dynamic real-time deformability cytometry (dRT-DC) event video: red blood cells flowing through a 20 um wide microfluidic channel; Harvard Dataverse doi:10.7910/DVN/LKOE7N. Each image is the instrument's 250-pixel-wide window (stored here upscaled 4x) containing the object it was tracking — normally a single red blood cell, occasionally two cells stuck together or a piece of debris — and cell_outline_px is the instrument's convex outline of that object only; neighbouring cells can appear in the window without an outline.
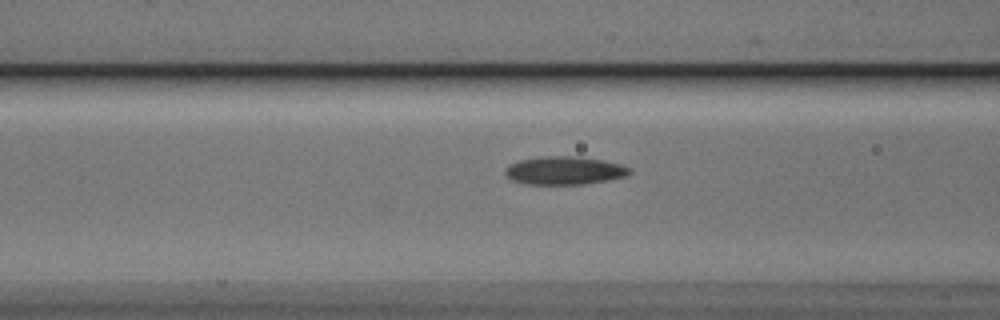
{"species": "Egyptian fruit bat (a non-hibernating species)", "species_latin": "Rousettus aegyptiacus", "temperature_condition": "cold", "stored_images_in_passage": 9, "camera_frame_rate_fps": 3000, "um_per_image_px": 0.085, "animal": {"sex": "male"}, "frame": {"image": 1, "passage_image": 7, "time_ms": 2.0, "image_size_px": [1000, 320], "cell_outline_px": [[632, 172], [624, 176], [608, 180], [584, 184], [528, 184], [512, 180], [504, 172], [504, 168], [508, 164], [520, 160], [544, 156], [572, 156], [600, 160], [620, 164], [632, 168]], "centroid_in_image_um": [47.96, 14.49], "position_along_channel_um": 118.6, "area_um2": 20.29}}